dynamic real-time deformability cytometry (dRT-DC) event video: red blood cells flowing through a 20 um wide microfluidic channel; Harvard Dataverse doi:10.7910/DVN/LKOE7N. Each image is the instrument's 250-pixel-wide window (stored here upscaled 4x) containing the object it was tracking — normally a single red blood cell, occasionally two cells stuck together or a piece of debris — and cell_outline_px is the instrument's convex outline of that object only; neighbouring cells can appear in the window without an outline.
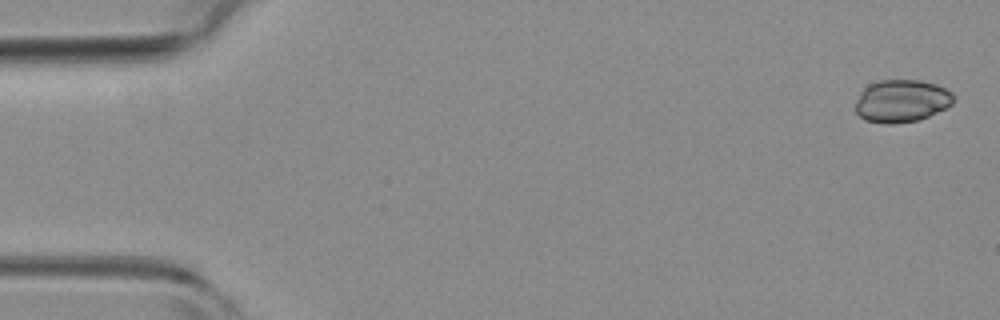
{"species": "common noctule bat (a hibernating species)", "species_latin": "Nyctalus noctula", "temperature_condition": "room temperature", "stored_images_in_passage": 5, "camera_frame_rate_fps": 3000, "um_per_image_px": 0.085, "animal": {"sex": "female", "body_mass_g": 19.3, "forearm_length_mm": 54.1}, "frame": {"image": 1, "passage_image": 1, "time_ms": 0.0, "image_size_px": [1000, 320], "cell_outline_px": [[956, 100], [952, 104], [928, 116], [916, 120], [892, 124], [888, 124], [864, 120], [856, 112], [856, 100], [860, 92], [868, 84], [876, 80], [920, 80], [936, 84], [952, 92], [956, 96]], "centroid_in_image_um": [76.63, 8.56], "position_along_channel_um": 8.4, "area_um2": 24.45}}
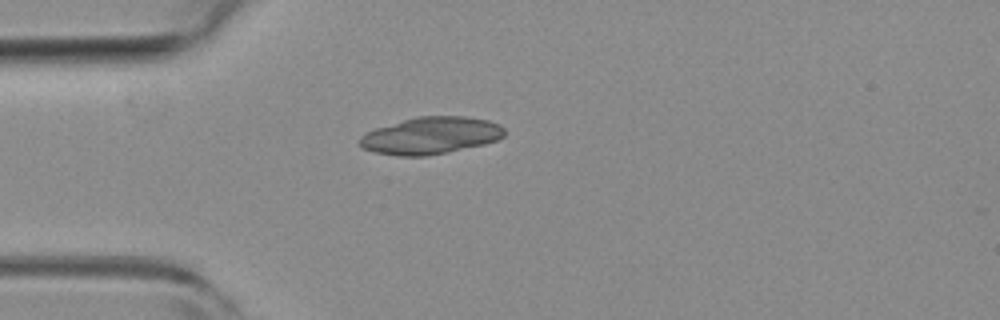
{"frame": {"image": 2, "passage_image": 4, "time_ms": 1.0, "image_size_px": [1000, 320], "cell_outline_px": [[504, 136], [496, 140], [484, 144], [424, 156], [396, 156], [376, 152], [364, 148], [360, 144], [360, 136], [364, 132], [376, 128], [416, 116], [464, 116], [488, 120], [500, 124], [504, 128]], "centroid_in_image_um": [36.61, 11.51], "position_along_channel_um": 48.4, "area_um2": 31.04}}